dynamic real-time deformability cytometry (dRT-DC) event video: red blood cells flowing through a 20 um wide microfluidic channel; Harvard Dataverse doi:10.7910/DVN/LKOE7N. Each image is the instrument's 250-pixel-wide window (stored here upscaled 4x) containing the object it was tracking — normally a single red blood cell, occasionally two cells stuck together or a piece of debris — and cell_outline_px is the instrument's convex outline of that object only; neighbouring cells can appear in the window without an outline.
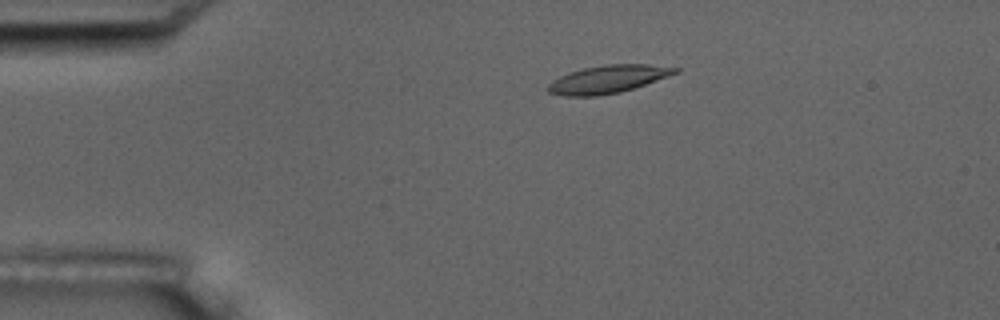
{"species": "common noctule bat (a hibernating species)", "species_latin": "Nyctalus noctula", "temperature_condition": "room temperature", "stored_images_in_passage": 5, "camera_frame_rate_fps": 3000, "um_per_image_px": 0.085, "animal": {"sex": "male", "body_mass_g": 17.5, "forearm_length_mm": 52.3}, "frame": {"image": 1, "passage_image": 1, "time_ms": 0.0, "image_size_px": [1000, 320], "cell_outline_px": [[680, 72], [620, 92], [596, 96], [564, 96], [548, 92], [548, 84], [552, 80], [568, 72], [584, 68], [604, 64], [648, 64], [680, 68]], "centroid_in_image_um": [51.65, 6.72], "position_along_channel_um": 33.3, "area_um2": 20.52}}
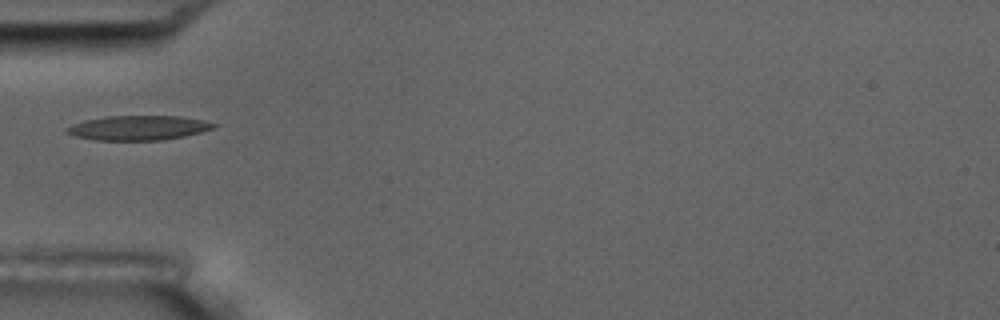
{"frame": {"image": 2, "passage_image": 3, "time_ms": 2.333, "image_size_px": [1000, 320], "cell_outline_px": [[216, 128], [184, 136], [160, 140], [92, 140], [76, 136], [64, 132], [64, 128], [72, 124], [84, 120], [108, 116], [180, 116], [204, 120], [216, 124]], "centroid_in_image_um": [11.73, 10.86], "position_along_channel_um": 73.3, "area_um2": 21.1}}